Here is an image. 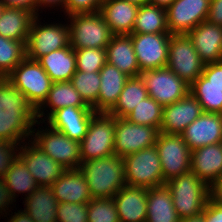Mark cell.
<instances>
[{
    "label": "cell",
    "mask_w": 222,
    "mask_h": 222,
    "mask_svg": "<svg viewBox=\"0 0 222 222\" xmlns=\"http://www.w3.org/2000/svg\"><path fill=\"white\" fill-rule=\"evenodd\" d=\"M50 187L58 203H88L92 199L85 175L79 168L66 169Z\"/></svg>",
    "instance_id": "obj_23"
},
{
    "label": "cell",
    "mask_w": 222,
    "mask_h": 222,
    "mask_svg": "<svg viewBox=\"0 0 222 222\" xmlns=\"http://www.w3.org/2000/svg\"><path fill=\"white\" fill-rule=\"evenodd\" d=\"M204 64L222 61V26L207 20L187 34Z\"/></svg>",
    "instance_id": "obj_20"
},
{
    "label": "cell",
    "mask_w": 222,
    "mask_h": 222,
    "mask_svg": "<svg viewBox=\"0 0 222 222\" xmlns=\"http://www.w3.org/2000/svg\"><path fill=\"white\" fill-rule=\"evenodd\" d=\"M203 216L205 222H222V206L209 199L204 208Z\"/></svg>",
    "instance_id": "obj_46"
},
{
    "label": "cell",
    "mask_w": 222,
    "mask_h": 222,
    "mask_svg": "<svg viewBox=\"0 0 222 222\" xmlns=\"http://www.w3.org/2000/svg\"><path fill=\"white\" fill-rule=\"evenodd\" d=\"M34 17L35 16L27 10L4 7L0 16V35L26 44Z\"/></svg>",
    "instance_id": "obj_30"
},
{
    "label": "cell",
    "mask_w": 222,
    "mask_h": 222,
    "mask_svg": "<svg viewBox=\"0 0 222 222\" xmlns=\"http://www.w3.org/2000/svg\"><path fill=\"white\" fill-rule=\"evenodd\" d=\"M180 222H205L203 213L196 216H190L180 219Z\"/></svg>",
    "instance_id": "obj_53"
},
{
    "label": "cell",
    "mask_w": 222,
    "mask_h": 222,
    "mask_svg": "<svg viewBox=\"0 0 222 222\" xmlns=\"http://www.w3.org/2000/svg\"><path fill=\"white\" fill-rule=\"evenodd\" d=\"M48 106L50 113L47 114L49 118L55 111L64 107H90L81 98L78 91L72 86L70 81L53 82L47 96V99L37 109V119L44 116V107ZM42 110V111H41Z\"/></svg>",
    "instance_id": "obj_31"
},
{
    "label": "cell",
    "mask_w": 222,
    "mask_h": 222,
    "mask_svg": "<svg viewBox=\"0 0 222 222\" xmlns=\"http://www.w3.org/2000/svg\"><path fill=\"white\" fill-rule=\"evenodd\" d=\"M49 129L37 130L31 137L49 157L65 169H78L81 166L80 142L70 139L62 132L48 125Z\"/></svg>",
    "instance_id": "obj_9"
},
{
    "label": "cell",
    "mask_w": 222,
    "mask_h": 222,
    "mask_svg": "<svg viewBox=\"0 0 222 222\" xmlns=\"http://www.w3.org/2000/svg\"><path fill=\"white\" fill-rule=\"evenodd\" d=\"M174 208L180 219L203 213L210 199L209 186L191 170L167 182Z\"/></svg>",
    "instance_id": "obj_3"
},
{
    "label": "cell",
    "mask_w": 222,
    "mask_h": 222,
    "mask_svg": "<svg viewBox=\"0 0 222 222\" xmlns=\"http://www.w3.org/2000/svg\"><path fill=\"white\" fill-rule=\"evenodd\" d=\"M190 93L197 99L203 112L222 114V89L217 86H190Z\"/></svg>",
    "instance_id": "obj_40"
},
{
    "label": "cell",
    "mask_w": 222,
    "mask_h": 222,
    "mask_svg": "<svg viewBox=\"0 0 222 222\" xmlns=\"http://www.w3.org/2000/svg\"><path fill=\"white\" fill-rule=\"evenodd\" d=\"M38 17L35 16L32 20L26 43V57L31 60H38L52 51L70 46L68 24L41 25V23H38Z\"/></svg>",
    "instance_id": "obj_10"
},
{
    "label": "cell",
    "mask_w": 222,
    "mask_h": 222,
    "mask_svg": "<svg viewBox=\"0 0 222 222\" xmlns=\"http://www.w3.org/2000/svg\"><path fill=\"white\" fill-rule=\"evenodd\" d=\"M202 113L201 105L189 92L179 101L163 107L162 123L159 132L181 134Z\"/></svg>",
    "instance_id": "obj_17"
},
{
    "label": "cell",
    "mask_w": 222,
    "mask_h": 222,
    "mask_svg": "<svg viewBox=\"0 0 222 222\" xmlns=\"http://www.w3.org/2000/svg\"><path fill=\"white\" fill-rule=\"evenodd\" d=\"M148 188L125 185L113 197L119 222H146Z\"/></svg>",
    "instance_id": "obj_21"
},
{
    "label": "cell",
    "mask_w": 222,
    "mask_h": 222,
    "mask_svg": "<svg viewBox=\"0 0 222 222\" xmlns=\"http://www.w3.org/2000/svg\"><path fill=\"white\" fill-rule=\"evenodd\" d=\"M17 146L20 145L0 140V177H4V174L10 168L11 164L15 161V159L18 157L17 151L19 150L17 149L19 147Z\"/></svg>",
    "instance_id": "obj_44"
},
{
    "label": "cell",
    "mask_w": 222,
    "mask_h": 222,
    "mask_svg": "<svg viewBox=\"0 0 222 222\" xmlns=\"http://www.w3.org/2000/svg\"><path fill=\"white\" fill-rule=\"evenodd\" d=\"M107 63L129 77L140 76V68L130 35H112L106 47Z\"/></svg>",
    "instance_id": "obj_26"
},
{
    "label": "cell",
    "mask_w": 222,
    "mask_h": 222,
    "mask_svg": "<svg viewBox=\"0 0 222 222\" xmlns=\"http://www.w3.org/2000/svg\"><path fill=\"white\" fill-rule=\"evenodd\" d=\"M207 21L222 26V0H210Z\"/></svg>",
    "instance_id": "obj_47"
},
{
    "label": "cell",
    "mask_w": 222,
    "mask_h": 222,
    "mask_svg": "<svg viewBox=\"0 0 222 222\" xmlns=\"http://www.w3.org/2000/svg\"><path fill=\"white\" fill-rule=\"evenodd\" d=\"M87 210L88 203H59L57 222H88Z\"/></svg>",
    "instance_id": "obj_41"
},
{
    "label": "cell",
    "mask_w": 222,
    "mask_h": 222,
    "mask_svg": "<svg viewBox=\"0 0 222 222\" xmlns=\"http://www.w3.org/2000/svg\"><path fill=\"white\" fill-rule=\"evenodd\" d=\"M3 178L13 200L16 198V193L27 192L26 197H28L38 187L26 164L19 157L11 164Z\"/></svg>",
    "instance_id": "obj_34"
},
{
    "label": "cell",
    "mask_w": 222,
    "mask_h": 222,
    "mask_svg": "<svg viewBox=\"0 0 222 222\" xmlns=\"http://www.w3.org/2000/svg\"><path fill=\"white\" fill-rule=\"evenodd\" d=\"M100 91L98 101L92 106L96 113H108L116 104L129 76L106 63L99 72Z\"/></svg>",
    "instance_id": "obj_25"
},
{
    "label": "cell",
    "mask_w": 222,
    "mask_h": 222,
    "mask_svg": "<svg viewBox=\"0 0 222 222\" xmlns=\"http://www.w3.org/2000/svg\"><path fill=\"white\" fill-rule=\"evenodd\" d=\"M159 130L116 117L114 155L124 157L155 146Z\"/></svg>",
    "instance_id": "obj_14"
},
{
    "label": "cell",
    "mask_w": 222,
    "mask_h": 222,
    "mask_svg": "<svg viewBox=\"0 0 222 222\" xmlns=\"http://www.w3.org/2000/svg\"><path fill=\"white\" fill-rule=\"evenodd\" d=\"M100 81L99 72L76 71L70 83L78 91L83 101L92 107L98 101Z\"/></svg>",
    "instance_id": "obj_37"
},
{
    "label": "cell",
    "mask_w": 222,
    "mask_h": 222,
    "mask_svg": "<svg viewBox=\"0 0 222 222\" xmlns=\"http://www.w3.org/2000/svg\"><path fill=\"white\" fill-rule=\"evenodd\" d=\"M210 200L222 206V177L209 187Z\"/></svg>",
    "instance_id": "obj_49"
},
{
    "label": "cell",
    "mask_w": 222,
    "mask_h": 222,
    "mask_svg": "<svg viewBox=\"0 0 222 222\" xmlns=\"http://www.w3.org/2000/svg\"><path fill=\"white\" fill-rule=\"evenodd\" d=\"M96 114L92 107H64L55 111L47 123L73 140L81 142L87 133L91 118Z\"/></svg>",
    "instance_id": "obj_18"
},
{
    "label": "cell",
    "mask_w": 222,
    "mask_h": 222,
    "mask_svg": "<svg viewBox=\"0 0 222 222\" xmlns=\"http://www.w3.org/2000/svg\"><path fill=\"white\" fill-rule=\"evenodd\" d=\"M13 198L10 195V192L7 188V185L5 183V179L3 177H0V213L2 214V211L6 212L5 208H8L9 204H12Z\"/></svg>",
    "instance_id": "obj_48"
},
{
    "label": "cell",
    "mask_w": 222,
    "mask_h": 222,
    "mask_svg": "<svg viewBox=\"0 0 222 222\" xmlns=\"http://www.w3.org/2000/svg\"><path fill=\"white\" fill-rule=\"evenodd\" d=\"M4 7L21 8L38 16L36 0H0Z\"/></svg>",
    "instance_id": "obj_45"
},
{
    "label": "cell",
    "mask_w": 222,
    "mask_h": 222,
    "mask_svg": "<svg viewBox=\"0 0 222 222\" xmlns=\"http://www.w3.org/2000/svg\"><path fill=\"white\" fill-rule=\"evenodd\" d=\"M65 1L66 0H36L37 2V12L39 10V7H42L45 6L46 7H54V6H62V7H65Z\"/></svg>",
    "instance_id": "obj_51"
},
{
    "label": "cell",
    "mask_w": 222,
    "mask_h": 222,
    "mask_svg": "<svg viewBox=\"0 0 222 222\" xmlns=\"http://www.w3.org/2000/svg\"><path fill=\"white\" fill-rule=\"evenodd\" d=\"M146 222H180L166 185L148 188Z\"/></svg>",
    "instance_id": "obj_29"
},
{
    "label": "cell",
    "mask_w": 222,
    "mask_h": 222,
    "mask_svg": "<svg viewBox=\"0 0 222 222\" xmlns=\"http://www.w3.org/2000/svg\"><path fill=\"white\" fill-rule=\"evenodd\" d=\"M52 82L70 81L76 72V56L71 46H67L37 60Z\"/></svg>",
    "instance_id": "obj_27"
},
{
    "label": "cell",
    "mask_w": 222,
    "mask_h": 222,
    "mask_svg": "<svg viewBox=\"0 0 222 222\" xmlns=\"http://www.w3.org/2000/svg\"><path fill=\"white\" fill-rule=\"evenodd\" d=\"M88 222H119L113 198H92L88 202Z\"/></svg>",
    "instance_id": "obj_39"
},
{
    "label": "cell",
    "mask_w": 222,
    "mask_h": 222,
    "mask_svg": "<svg viewBox=\"0 0 222 222\" xmlns=\"http://www.w3.org/2000/svg\"><path fill=\"white\" fill-rule=\"evenodd\" d=\"M140 77L145 83L148 96L162 107L179 101L190 92V85L168 67L143 71Z\"/></svg>",
    "instance_id": "obj_12"
},
{
    "label": "cell",
    "mask_w": 222,
    "mask_h": 222,
    "mask_svg": "<svg viewBox=\"0 0 222 222\" xmlns=\"http://www.w3.org/2000/svg\"><path fill=\"white\" fill-rule=\"evenodd\" d=\"M210 0H175L167 9L170 34H188L208 16Z\"/></svg>",
    "instance_id": "obj_15"
},
{
    "label": "cell",
    "mask_w": 222,
    "mask_h": 222,
    "mask_svg": "<svg viewBox=\"0 0 222 222\" xmlns=\"http://www.w3.org/2000/svg\"><path fill=\"white\" fill-rule=\"evenodd\" d=\"M170 36V33L130 34L140 73L166 67Z\"/></svg>",
    "instance_id": "obj_13"
},
{
    "label": "cell",
    "mask_w": 222,
    "mask_h": 222,
    "mask_svg": "<svg viewBox=\"0 0 222 222\" xmlns=\"http://www.w3.org/2000/svg\"><path fill=\"white\" fill-rule=\"evenodd\" d=\"M26 57V44L0 35V78H6Z\"/></svg>",
    "instance_id": "obj_35"
},
{
    "label": "cell",
    "mask_w": 222,
    "mask_h": 222,
    "mask_svg": "<svg viewBox=\"0 0 222 222\" xmlns=\"http://www.w3.org/2000/svg\"><path fill=\"white\" fill-rule=\"evenodd\" d=\"M37 110L47 99L52 81L37 60L25 57L6 77Z\"/></svg>",
    "instance_id": "obj_4"
},
{
    "label": "cell",
    "mask_w": 222,
    "mask_h": 222,
    "mask_svg": "<svg viewBox=\"0 0 222 222\" xmlns=\"http://www.w3.org/2000/svg\"><path fill=\"white\" fill-rule=\"evenodd\" d=\"M132 33H169L166 9L148 3L139 6Z\"/></svg>",
    "instance_id": "obj_33"
},
{
    "label": "cell",
    "mask_w": 222,
    "mask_h": 222,
    "mask_svg": "<svg viewBox=\"0 0 222 222\" xmlns=\"http://www.w3.org/2000/svg\"><path fill=\"white\" fill-rule=\"evenodd\" d=\"M3 9H4V6L0 3V16H1L2 12H3Z\"/></svg>",
    "instance_id": "obj_55"
},
{
    "label": "cell",
    "mask_w": 222,
    "mask_h": 222,
    "mask_svg": "<svg viewBox=\"0 0 222 222\" xmlns=\"http://www.w3.org/2000/svg\"><path fill=\"white\" fill-rule=\"evenodd\" d=\"M27 146L21 145L18 157L26 164L28 171L36 180L38 186H51L66 170L49 157L34 142Z\"/></svg>",
    "instance_id": "obj_16"
},
{
    "label": "cell",
    "mask_w": 222,
    "mask_h": 222,
    "mask_svg": "<svg viewBox=\"0 0 222 222\" xmlns=\"http://www.w3.org/2000/svg\"><path fill=\"white\" fill-rule=\"evenodd\" d=\"M147 97L148 91L143 79L140 76L130 77L123 87L116 104L108 114L118 118H126Z\"/></svg>",
    "instance_id": "obj_32"
},
{
    "label": "cell",
    "mask_w": 222,
    "mask_h": 222,
    "mask_svg": "<svg viewBox=\"0 0 222 222\" xmlns=\"http://www.w3.org/2000/svg\"><path fill=\"white\" fill-rule=\"evenodd\" d=\"M116 117L96 113L80 142L81 162L114 155Z\"/></svg>",
    "instance_id": "obj_7"
},
{
    "label": "cell",
    "mask_w": 222,
    "mask_h": 222,
    "mask_svg": "<svg viewBox=\"0 0 222 222\" xmlns=\"http://www.w3.org/2000/svg\"><path fill=\"white\" fill-rule=\"evenodd\" d=\"M37 110L27 97L6 78H0V140L18 145L32 136L40 124Z\"/></svg>",
    "instance_id": "obj_1"
},
{
    "label": "cell",
    "mask_w": 222,
    "mask_h": 222,
    "mask_svg": "<svg viewBox=\"0 0 222 222\" xmlns=\"http://www.w3.org/2000/svg\"><path fill=\"white\" fill-rule=\"evenodd\" d=\"M103 0H66L65 13L67 15L77 13H95L99 12Z\"/></svg>",
    "instance_id": "obj_43"
},
{
    "label": "cell",
    "mask_w": 222,
    "mask_h": 222,
    "mask_svg": "<svg viewBox=\"0 0 222 222\" xmlns=\"http://www.w3.org/2000/svg\"><path fill=\"white\" fill-rule=\"evenodd\" d=\"M76 56V71L100 72L107 63L106 49L82 48L74 49Z\"/></svg>",
    "instance_id": "obj_38"
},
{
    "label": "cell",
    "mask_w": 222,
    "mask_h": 222,
    "mask_svg": "<svg viewBox=\"0 0 222 222\" xmlns=\"http://www.w3.org/2000/svg\"><path fill=\"white\" fill-rule=\"evenodd\" d=\"M155 147L160 158L164 183L190 171L191 150L181 134L159 132Z\"/></svg>",
    "instance_id": "obj_11"
},
{
    "label": "cell",
    "mask_w": 222,
    "mask_h": 222,
    "mask_svg": "<svg viewBox=\"0 0 222 222\" xmlns=\"http://www.w3.org/2000/svg\"><path fill=\"white\" fill-rule=\"evenodd\" d=\"M181 135L191 151L222 142V114L203 112Z\"/></svg>",
    "instance_id": "obj_19"
},
{
    "label": "cell",
    "mask_w": 222,
    "mask_h": 222,
    "mask_svg": "<svg viewBox=\"0 0 222 222\" xmlns=\"http://www.w3.org/2000/svg\"><path fill=\"white\" fill-rule=\"evenodd\" d=\"M58 204L50 186H38L25 198L24 211L34 222H57Z\"/></svg>",
    "instance_id": "obj_28"
},
{
    "label": "cell",
    "mask_w": 222,
    "mask_h": 222,
    "mask_svg": "<svg viewBox=\"0 0 222 222\" xmlns=\"http://www.w3.org/2000/svg\"><path fill=\"white\" fill-rule=\"evenodd\" d=\"M162 114L163 107L148 96L134 108L126 119L135 124L154 127L160 130Z\"/></svg>",
    "instance_id": "obj_36"
},
{
    "label": "cell",
    "mask_w": 222,
    "mask_h": 222,
    "mask_svg": "<svg viewBox=\"0 0 222 222\" xmlns=\"http://www.w3.org/2000/svg\"><path fill=\"white\" fill-rule=\"evenodd\" d=\"M204 65L187 34H171L166 67L191 86L202 75Z\"/></svg>",
    "instance_id": "obj_8"
},
{
    "label": "cell",
    "mask_w": 222,
    "mask_h": 222,
    "mask_svg": "<svg viewBox=\"0 0 222 222\" xmlns=\"http://www.w3.org/2000/svg\"><path fill=\"white\" fill-rule=\"evenodd\" d=\"M92 198H113L126 185L123 157L112 155L82 162Z\"/></svg>",
    "instance_id": "obj_2"
},
{
    "label": "cell",
    "mask_w": 222,
    "mask_h": 222,
    "mask_svg": "<svg viewBox=\"0 0 222 222\" xmlns=\"http://www.w3.org/2000/svg\"><path fill=\"white\" fill-rule=\"evenodd\" d=\"M175 0H148V4L167 9Z\"/></svg>",
    "instance_id": "obj_52"
},
{
    "label": "cell",
    "mask_w": 222,
    "mask_h": 222,
    "mask_svg": "<svg viewBox=\"0 0 222 222\" xmlns=\"http://www.w3.org/2000/svg\"><path fill=\"white\" fill-rule=\"evenodd\" d=\"M70 46L73 49H106L112 33L100 12L69 15Z\"/></svg>",
    "instance_id": "obj_5"
},
{
    "label": "cell",
    "mask_w": 222,
    "mask_h": 222,
    "mask_svg": "<svg viewBox=\"0 0 222 222\" xmlns=\"http://www.w3.org/2000/svg\"><path fill=\"white\" fill-rule=\"evenodd\" d=\"M191 86H217L222 89V61L205 64L202 75Z\"/></svg>",
    "instance_id": "obj_42"
},
{
    "label": "cell",
    "mask_w": 222,
    "mask_h": 222,
    "mask_svg": "<svg viewBox=\"0 0 222 222\" xmlns=\"http://www.w3.org/2000/svg\"><path fill=\"white\" fill-rule=\"evenodd\" d=\"M11 216L8 222H34L33 219L27 214L26 211H18L17 213Z\"/></svg>",
    "instance_id": "obj_50"
},
{
    "label": "cell",
    "mask_w": 222,
    "mask_h": 222,
    "mask_svg": "<svg viewBox=\"0 0 222 222\" xmlns=\"http://www.w3.org/2000/svg\"><path fill=\"white\" fill-rule=\"evenodd\" d=\"M123 160L126 185L153 188L165 184L155 146L128 154Z\"/></svg>",
    "instance_id": "obj_6"
},
{
    "label": "cell",
    "mask_w": 222,
    "mask_h": 222,
    "mask_svg": "<svg viewBox=\"0 0 222 222\" xmlns=\"http://www.w3.org/2000/svg\"><path fill=\"white\" fill-rule=\"evenodd\" d=\"M138 10V5L125 0H103L99 12L113 35H130Z\"/></svg>",
    "instance_id": "obj_24"
},
{
    "label": "cell",
    "mask_w": 222,
    "mask_h": 222,
    "mask_svg": "<svg viewBox=\"0 0 222 222\" xmlns=\"http://www.w3.org/2000/svg\"><path fill=\"white\" fill-rule=\"evenodd\" d=\"M125 1L134 3V4L138 5V6H142V5L148 3V0H125Z\"/></svg>",
    "instance_id": "obj_54"
},
{
    "label": "cell",
    "mask_w": 222,
    "mask_h": 222,
    "mask_svg": "<svg viewBox=\"0 0 222 222\" xmlns=\"http://www.w3.org/2000/svg\"><path fill=\"white\" fill-rule=\"evenodd\" d=\"M190 170L209 187L222 177V142L191 151Z\"/></svg>",
    "instance_id": "obj_22"
}]
</instances>
